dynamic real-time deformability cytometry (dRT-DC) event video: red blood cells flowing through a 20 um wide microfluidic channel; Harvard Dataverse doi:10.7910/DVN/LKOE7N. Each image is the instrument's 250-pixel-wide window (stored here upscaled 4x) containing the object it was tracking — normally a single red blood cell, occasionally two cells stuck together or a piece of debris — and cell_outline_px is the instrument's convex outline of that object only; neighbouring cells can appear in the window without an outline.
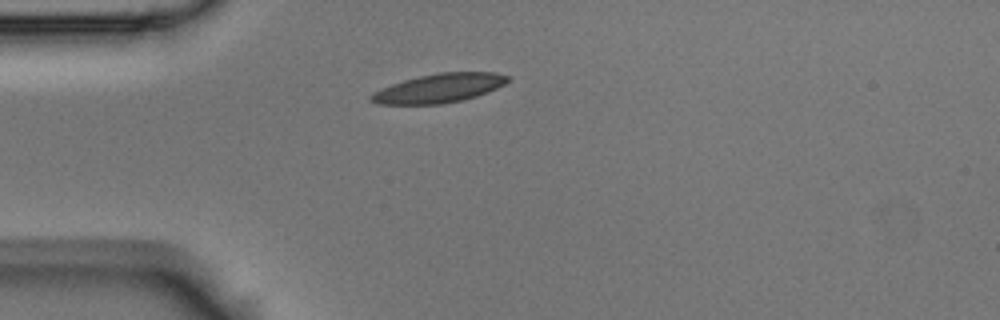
{"species": "Egyptian fruit bat (a non-hibernating species)", "species_latin": "Rousettus aegyptiacus", "temperature_condition": "room temperature", "stored_images_in_passage": 1, "camera_frame_rate_fps": 3000, "um_per_image_px": 0.085, "animal": {"sex": "male"}, "frame": {"image": 1, "passage_image": 1, "time_ms": 0.0, "image_size_px": [1000, 320], "cell_outline_px": [[512, 76], [504, 84], [496, 88], [476, 96], [460, 100], [440, 104], [380, 104], [368, 100], [368, 96], [372, 92], [392, 84], [404, 80], [420, 76], [440, 72], [496, 72]], "centroid_in_image_um": [37.31, 7.49], "position_along_channel_um": 47.7, "area_um2": 22.95}}